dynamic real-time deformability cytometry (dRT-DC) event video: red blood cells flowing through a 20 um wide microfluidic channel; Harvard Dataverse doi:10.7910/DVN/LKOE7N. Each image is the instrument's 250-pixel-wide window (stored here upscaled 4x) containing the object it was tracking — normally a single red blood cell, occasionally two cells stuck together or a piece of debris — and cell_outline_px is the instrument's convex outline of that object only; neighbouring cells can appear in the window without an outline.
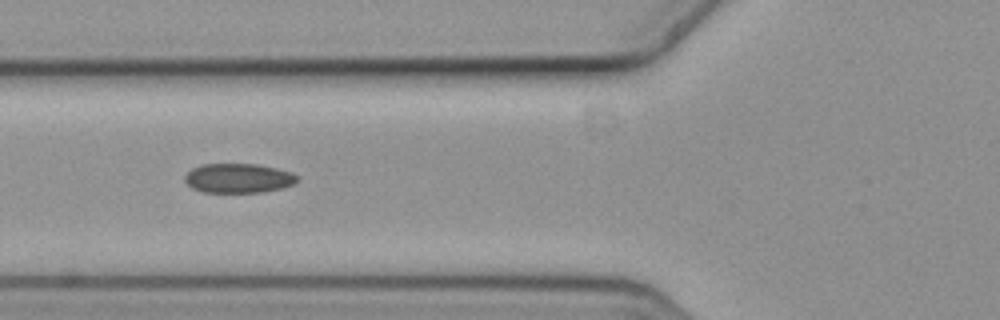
{"species": "common noctule bat (a hibernating species)", "species_latin": "Nyctalus noctula", "temperature_condition": "cold", "stored_images_in_passage": 6, "camera_frame_rate_fps": 3000, "um_per_image_px": 0.085, "animal": {"sex": "female", "body_mass_g": 19.3, "forearm_length_mm": 54.1}, "frame": {"image": 1, "passage_image": 3, "time_ms": 0.667, "image_size_px": [1000, 320], "cell_outline_px": [[300, 180], [284, 188], [264, 192], [204, 192], [192, 188], [184, 180], [184, 176], [192, 168], [200, 164], [256, 164], [276, 168], [292, 172], [300, 176]], "centroid_in_image_um": [20.3, 15.14], "position_along_channel_um": 105.5, "area_um2": 19.48}}
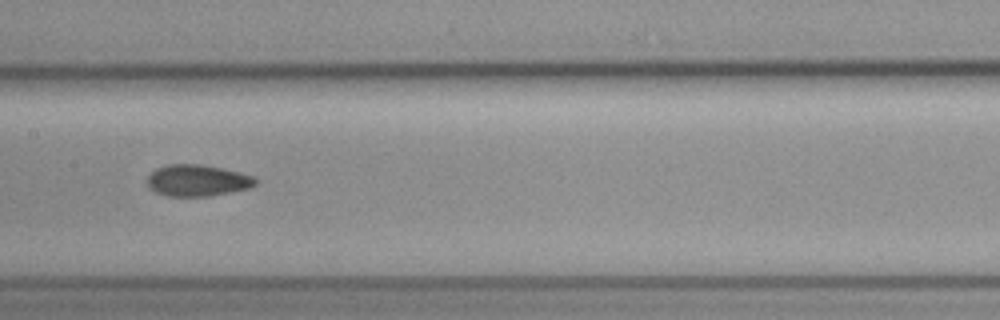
{"frame": {"image": 2, "passage_image": 5, "time_ms": 1.333, "image_size_px": [1000, 320], "cell_outline_px": [[256, 184], [248, 188], [208, 196], [168, 196], [156, 192], [148, 188], [148, 176], [156, 168], [168, 164], [200, 164], [224, 168], [256, 176]], "centroid_in_image_um": [16.78, 15.33], "position_along_channel_um": 190.6, "area_um2": 19.88}}
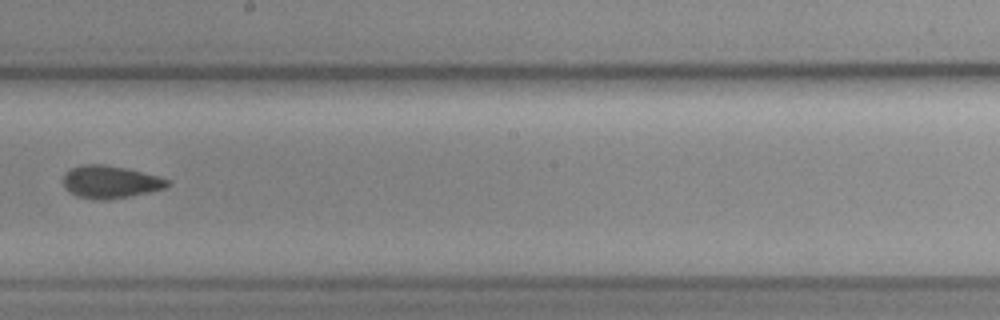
{"frame": {"image": 3, "passage_image": 6, "time_ms": 1.667, "image_size_px": [1000, 320], "cell_outline_px": [[172, 184], [164, 188], [148, 192], [108, 200], [96, 200], [76, 196], [64, 188], [64, 172], [80, 164], [104, 164], [128, 168], [160, 176], [168, 180]], "centroid_in_image_um": [9.37, 15.45], "position_along_channel_um": 238.8, "area_um2": 20.0}}